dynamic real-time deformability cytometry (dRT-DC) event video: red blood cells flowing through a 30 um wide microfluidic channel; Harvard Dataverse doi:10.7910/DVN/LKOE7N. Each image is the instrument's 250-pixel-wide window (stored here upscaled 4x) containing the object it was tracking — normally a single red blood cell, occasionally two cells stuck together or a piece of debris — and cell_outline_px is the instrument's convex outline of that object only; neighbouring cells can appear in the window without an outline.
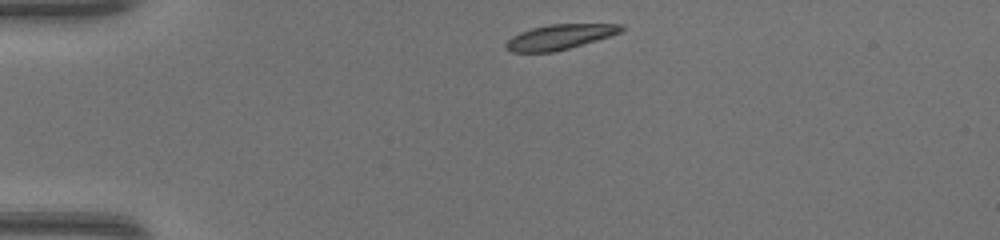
{"species": "common noctule bat (a hibernating species)", "species_latin": "Nyctalus noctula", "temperature_condition": "warm", "stored_images_in_passage": 38, "camera_frame_rate_fps": 3000, "um_per_image_px": 0.085, "animal": {"sex": "female", "body_mass_g": 17.0, "forearm_length_mm": 48.0}, "frame": {"image": 1, "passage_image": 1, "time_ms": 0.0, "image_size_px": [1000, 240], "cell_outline_px": [[624, 28], [620, 32], [596, 40], [568, 48], [552, 52], [512, 52], [504, 48], [504, 44], [512, 36], [520, 32], [532, 28], [548, 24], [624, 24]], "centroid_in_image_um": [47.52, 3.13], "position_along_channel_um": 37.5, "area_um2": 16.65}}
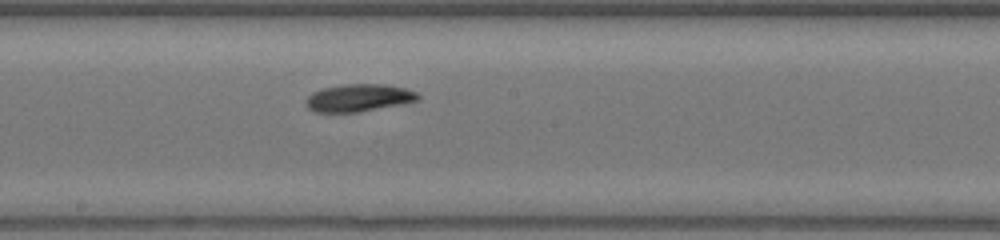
{"frame": {"image": 2, "passage_image": 17, "time_ms": 5.333, "image_size_px": [1000, 240], "cell_outline_px": [[420, 100], [400, 104], [356, 112], [316, 112], [308, 108], [304, 100], [312, 92], [320, 88], [344, 84], [384, 84], [404, 88], [416, 92], [420, 96]], "centroid_in_image_um": [30.45, 8.3], "position_along_channel_um": 217.7, "area_um2": 17.92}}
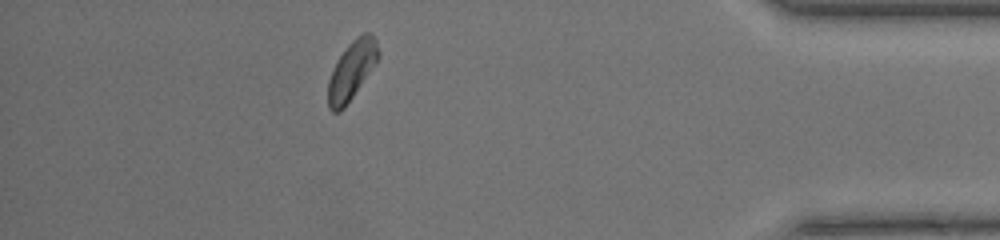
{"frame": {"image": 3, "passage_image": 33, "time_ms": 10.667, "image_size_px": [1000, 240], "cell_outline_px": [[380, 56], [376, 64], [344, 108], [340, 112], [332, 112], [328, 108], [328, 80], [332, 68], [348, 44], [356, 36], [364, 32], [372, 32], [376, 40], [380, 52]], "centroid_in_image_um": [29.91, 5.96], "position_along_channel_um": 405.3, "area_um2": 17.34}, "authors_computed_cell_mechanics": {"area_um2": 17.5423, "velocity_mm_per_s": 4.3072, "shape_relaxation_time_tau1_ms": 2.3926, "shape_relaxation_time_tau2_ms": 10.4892, "deformation_change_tau1": 0.1176, "deformation_change_tau2": 0.1735}}